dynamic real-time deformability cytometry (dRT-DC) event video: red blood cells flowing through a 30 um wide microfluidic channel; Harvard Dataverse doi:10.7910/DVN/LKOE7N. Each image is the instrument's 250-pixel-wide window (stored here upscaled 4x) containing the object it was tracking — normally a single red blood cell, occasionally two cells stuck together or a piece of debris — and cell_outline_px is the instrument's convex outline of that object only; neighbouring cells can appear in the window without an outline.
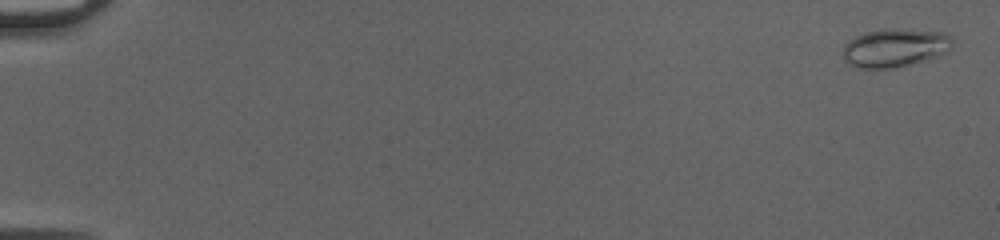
{"species": "common noctule bat (a hibernating species)", "species_latin": "Nyctalus noctula", "temperature_condition": "cold", "stored_images_in_passage": 51, "camera_frame_rate_fps": 3000, "um_per_image_px": 0.085, "animal": {"sex": "female", "body_mass_g": 20.0, "forearm_length_mm": 54.0}, "frame": {"image": 1, "passage_image": 2, "time_ms": 0.333, "image_size_px": [1000, 240], "cell_outline_px": [[952, 40], [948, 48], [944, 52], [936, 56], [908, 64], [892, 68], [856, 68], [848, 64], [844, 60], [844, 44], [848, 40], [856, 36], [868, 32], [884, 28], [896, 28], [944, 32]], "centroid_in_image_um": [75.99, 4.05], "position_along_channel_um": 9.0, "area_um2": 24.16}}
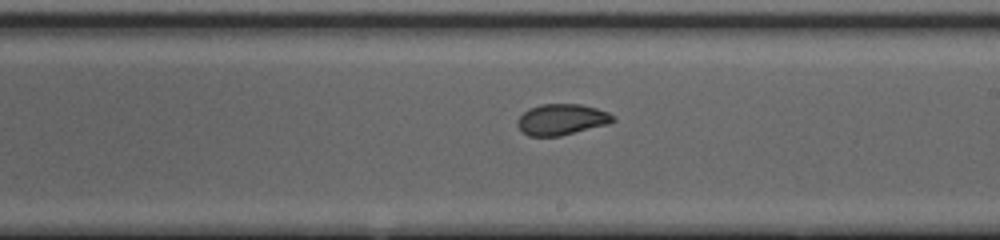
{"frame": {"image": 2, "passage_image": 32, "time_ms": 10.333, "image_size_px": [1000, 240], "cell_outline_px": [[616, 120], [608, 124], [560, 136], [528, 136], [520, 132], [516, 124], [516, 120], [528, 108], [540, 104], [580, 104], [596, 108], [608, 112], [616, 116]], "centroid_in_image_um": [47.71, 10.16], "position_along_channel_um": 241.3, "area_um2": 17.51}}
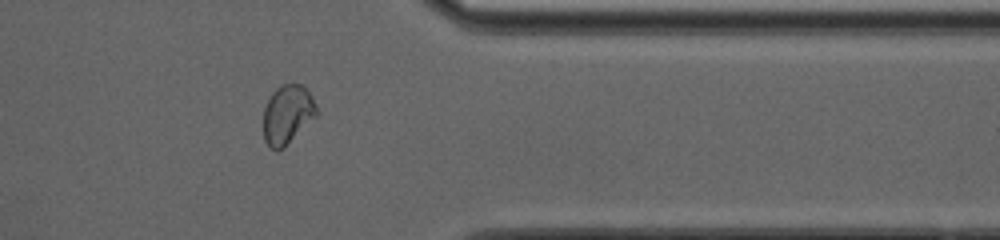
{"frame": {"image": 3, "passage_image": 43, "time_ms": 14.0, "image_size_px": [1000, 240], "cell_outline_px": [[316, 116], [284, 148], [276, 152], [264, 140], [264, 108], [272, 92], [276, 88], [284, 84], [300, 84], [312, 96], [316, 104]], "centroid_in_image_um": [24.42, 9.75], "position_along_channel_um": 387.0, "area_um2": 18.09}, "authors_computed_cell_mechanics": {"area_um2": 18.9584, "velocity_mm_per_s": 4.1785, "shape_relaxation_time_tau1_ms": 6.1106, "shape_relaxation_time_tau2_ms": 1.1629, "deformation_change_tau1": 0.1467, "deformation_change_tau2": 0.0414}}